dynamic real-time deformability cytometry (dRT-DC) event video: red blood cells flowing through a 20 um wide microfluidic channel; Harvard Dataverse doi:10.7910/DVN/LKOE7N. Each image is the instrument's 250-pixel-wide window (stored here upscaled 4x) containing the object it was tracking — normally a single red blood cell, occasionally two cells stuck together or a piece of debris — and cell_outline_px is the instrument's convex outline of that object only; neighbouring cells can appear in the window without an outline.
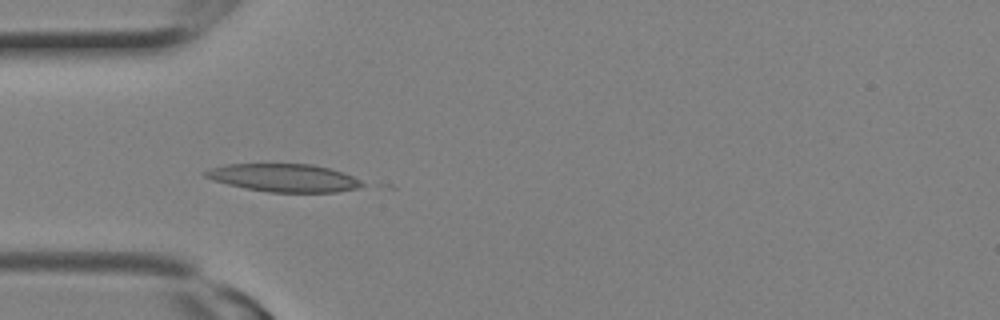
{"species": "Egyptian fruit bat (a non-hibernating species)", "species_latin": "Rousettus aegyptiacus", "temperature_condition": "room temperature", "stored_images_in_passage": 10, "camera_frame_rate_fps": 3000, "um_per_image_px": 0.085, "animal": {"sex": "female"}, "frame": {"image": 1, "passage_image": 7, "time_ms": 2.0, "image_size_px": [1000, 320], "cell_outline_px": [[368, 184], [360, 188], [336, 192], [268, 192], [228, 184], [212, 180], [204, 176], [204, 172], [208, 168], [228, 164], [312, 164], [344, 172]], "centroid_in_image_um": [24.17, 15.11], "position_along_channel_um": 60.8, "area_um2": 25.55}}
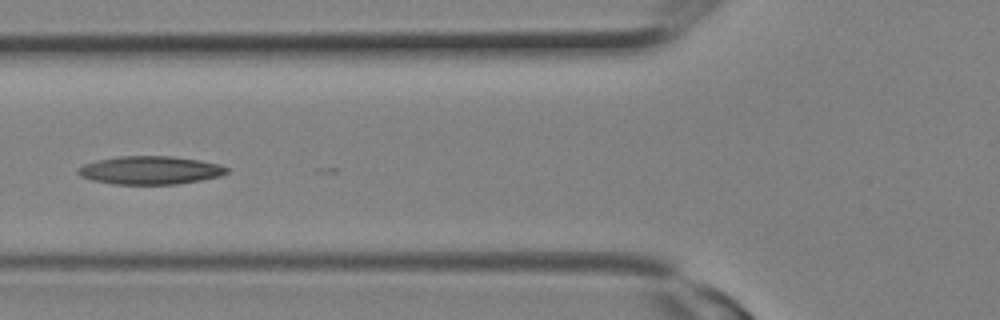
{"frame": {"image": 2, "passage_image": 9, "time_ms": 2.667, "image_size_px": [1000, 320], "cell_outline_px": [[228, 172], [220, 176], [200, 180], [176, 184], [112, 184], [92, 180], [80, 176], [76, 172], [76, 168], [84, 164], [96, 160], [116, 156], [172, 156], [200, 160], [220, 164], [228, 168]], "centroid_in_image_um": [12.73, 14.46], "position_along_channel_um": 113.1, "area_um2": 24.62}}